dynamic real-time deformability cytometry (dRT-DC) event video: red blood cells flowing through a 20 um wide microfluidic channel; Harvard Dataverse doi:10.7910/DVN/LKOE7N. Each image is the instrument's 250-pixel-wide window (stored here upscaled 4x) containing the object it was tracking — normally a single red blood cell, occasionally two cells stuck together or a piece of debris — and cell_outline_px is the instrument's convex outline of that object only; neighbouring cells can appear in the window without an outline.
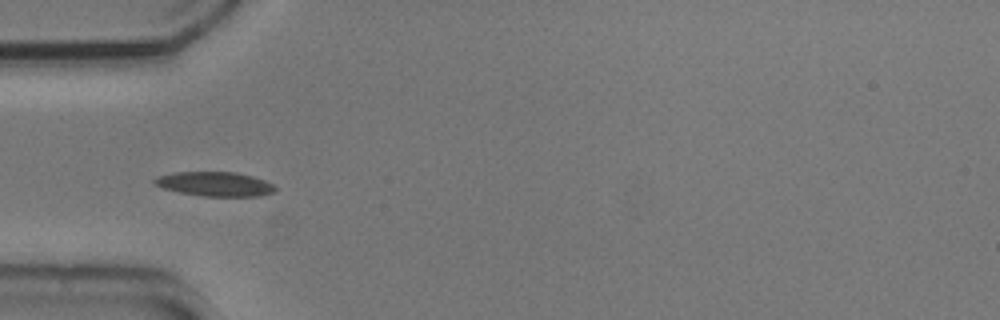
{"species": "common noctule bat (a hibernating species)", "species_latin": "Nyctalus noctula", "temperature_condition": "cold", "stored_images_in_passage": 44, "camera_frame_rate_fps": 3000, "um_per_image_px": 0.085, "animal": {"sex": "male", "body_mass_g": 20.5, "forearm_length_mm": 52.5}, "frame": {"image": 1, "passage_image": 7, "time_ms": 2.0, "image_size_px": [1000, 320], "cell_outline_px": [[276, 188], [272, 192], [260, 196], [204, 196], [180, 192], [164, 188], [152, 184], [152, 180], [156, 176], [172, 172], [236, 172], [252, 176], [264, 180], [272, 184]], "centroid_in_image_um": [18.21, 15.63], "position_along_channel_um": 66.8, "area_um2": 17.11}}
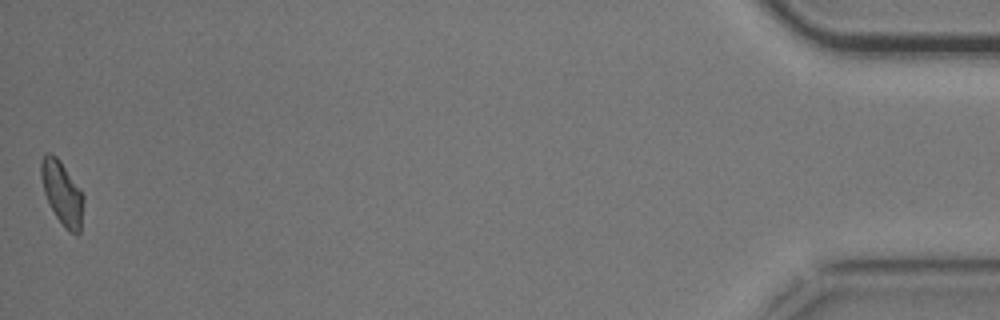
{"frame": {"image": 2, "passage_image": 44, "time_ms": 14.333, "image_size_px": [1000, 320], "cell_outline_px": [[84, 200], [80, 232], [76, 236], [68, 232], [64, 228], [56, 216], [44, 192], [40, 176], [40, 160], [44, 152], [52, 152], [60, 160], [80, 188], [84, 196]], "centroid_in_image_um": [5.28, 16.38], "position_along_channel_um": 429.9, "area_um2": 16.01}, "authors_computed_cell_mechanics": {"area_um2": 16.0973, "velocity_mm_per_s": 3.716, "shape_relaxation_time_tau1_ms": 9.0322, "shape_relaxation_time_tau2_ms": 7.0426, "deformation_change_tau1": 0.1799, "deformation_change_tau2": 0.1358}}